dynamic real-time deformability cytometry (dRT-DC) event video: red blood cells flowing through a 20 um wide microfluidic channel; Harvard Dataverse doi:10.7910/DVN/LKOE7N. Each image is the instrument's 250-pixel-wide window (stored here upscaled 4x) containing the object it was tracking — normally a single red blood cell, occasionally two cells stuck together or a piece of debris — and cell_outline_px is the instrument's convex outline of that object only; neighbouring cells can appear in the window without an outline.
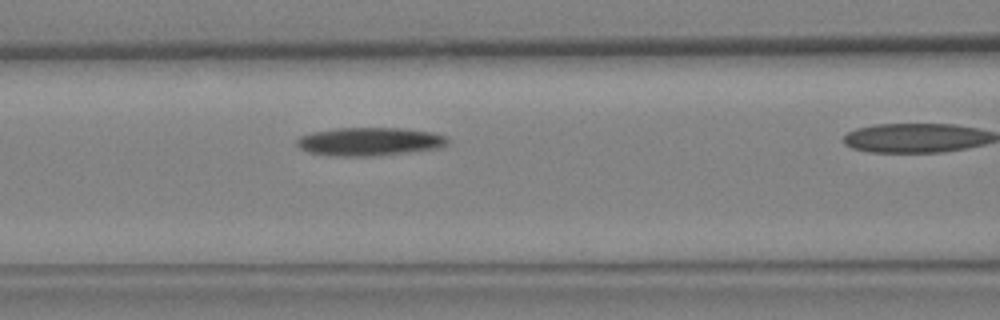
{"species": "Egyptian fruit bat (a non-hibernating species)", "species_latin": "Rousettus aegyptiacus", "temperature_condition": "warm", "stored_images_in_passage": 7, "camera_frame_rate_fps": 3000, "um_per_image_px": 0.085, "animal": {"sex": "female"}, "frame": {"image": 1, "passage_image": 6, "time_ms": 1.667, "image_size_px": [1000, 320], "cell_outline_px": [[448, 144], [436, 148], [376, 156], [332, 156], [308, 152], [300, 148], [296, 144], [296, 140], [300, 136], [312, 132], [336, 128], [400, 128], [432, 132], [448, 136]], "centroid_in_image_um": [31.38, 12.03], "position_along_channel_um": 135.2, "area_um2": 24.85}}